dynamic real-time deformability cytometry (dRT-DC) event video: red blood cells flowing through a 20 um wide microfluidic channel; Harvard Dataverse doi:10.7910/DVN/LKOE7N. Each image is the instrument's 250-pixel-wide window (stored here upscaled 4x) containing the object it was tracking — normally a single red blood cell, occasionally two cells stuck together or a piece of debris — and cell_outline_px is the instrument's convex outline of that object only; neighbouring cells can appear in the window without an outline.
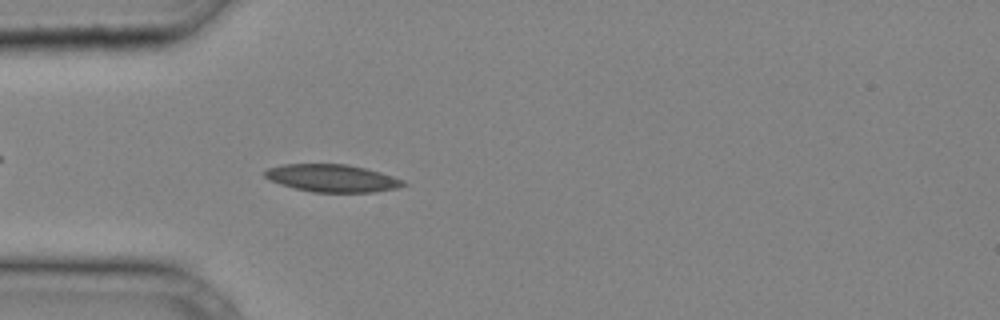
{"species": "common noctule bat (a hibernating species)", "species_latin": "Nyctalus noctula", "temperature_condition": "cold", "stored_images_in_passage": 28, "camera_frame_rate_fps": 3000, "um_per_image_px": 0.085, "animal": {"sex": "male", "body_mass_g": 20.4}, "frame": {"image": 1, "passage_image": 4, "time_ms": 1.0, "image_size_px": [1000, 320], "cell_outline_px": [[408, 184], [396, 188], [376, 192], [312, 192], [280, 184], [264, 176], [264, 172], [268, 168], [284, 164], [348, 164], [380, 172], [404, 180]], "centroid_in_image_um": [28.26, 15.14], "position_along_channel_um": 56.7, "area_um2": 22.08}}